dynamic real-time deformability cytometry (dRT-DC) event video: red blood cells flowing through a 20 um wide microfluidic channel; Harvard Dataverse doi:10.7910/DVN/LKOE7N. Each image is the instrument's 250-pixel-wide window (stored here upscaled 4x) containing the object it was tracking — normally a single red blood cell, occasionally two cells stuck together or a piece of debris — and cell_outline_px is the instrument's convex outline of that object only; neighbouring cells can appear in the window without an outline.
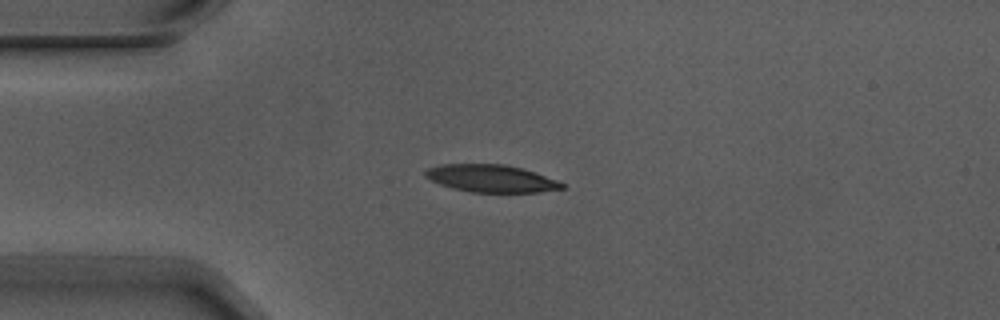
{"species": "Egyptian fruit bat (a non-hibernating species)", "species_latin": "Rousettus aegyptiacus", "temperature_condition": "warm", "stored_images_in_passage": 6, "camera_frame_rate_fps": 3000, "um_per_image_px": 0.085, "animal": {"sex": "male"}, "frame": {"image": 1, "passage_image": 2, "time_ms": 0.333, "image_size_px": [1000, 320], "cell_outline_px": [[564, 188], [540, 192], [472, 192], [452, 188], [440, 184], [424, 176], [424, 172], [428, 168], [440, 164], [504, 164], [520, 168], [556, 180], [564, 184]], "centroid_in_image_um": [41.7, 15.17], "position_along_channel_um": 43.3, "area_um2": 21.56}}
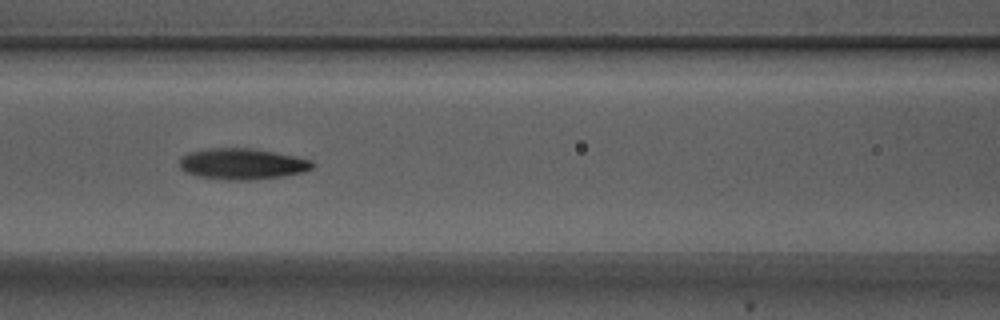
{"frame": {"image": 2, "passage_image": 5, "time_ms": 1.333, "image_size_px": [1000, 320], "cell_outline_px": [[316, 164], [312, 168], [304, 172], [280, 176], [248, 180], [224, 180], [196, 176], [180, 168], [180, 160], [184, 156], [192, 152], [216, 148], [248, 148], [272, 152], [312, 160]], "centroid_in_image_um": [20.61, 13.95], "position_along_channel_um": 146.0, "area_um2": 23.58}}
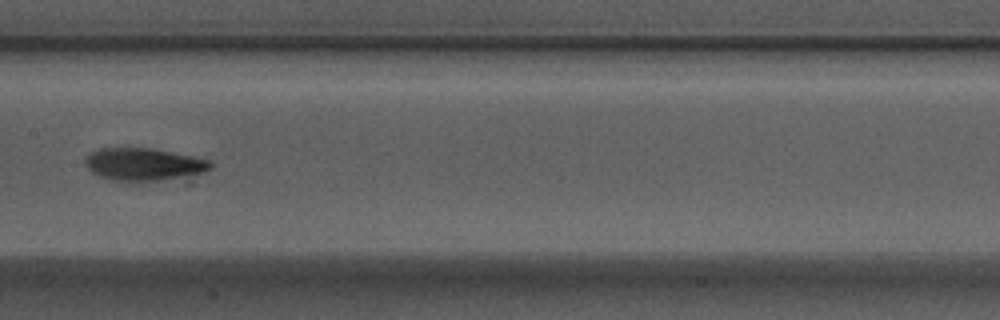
{"frame": {"image": 3, "passage_image": 6, "time_ms": 1.667, "image_size_px": [1000, 320], "cell_outline_px": [[212, 168], [204, 172], [156, 180], [128, 184], [112, 180], [100, 176], [92, 172], [88, 168], [84, 160], [88, 152], [100, 148], [152, 148], [192, 156], [208, 160], [212, 164]], "centroid_in_image_um": [12.13, 13.97], "position_along_channel_um": 195.3, "area_um2": 23.87}}